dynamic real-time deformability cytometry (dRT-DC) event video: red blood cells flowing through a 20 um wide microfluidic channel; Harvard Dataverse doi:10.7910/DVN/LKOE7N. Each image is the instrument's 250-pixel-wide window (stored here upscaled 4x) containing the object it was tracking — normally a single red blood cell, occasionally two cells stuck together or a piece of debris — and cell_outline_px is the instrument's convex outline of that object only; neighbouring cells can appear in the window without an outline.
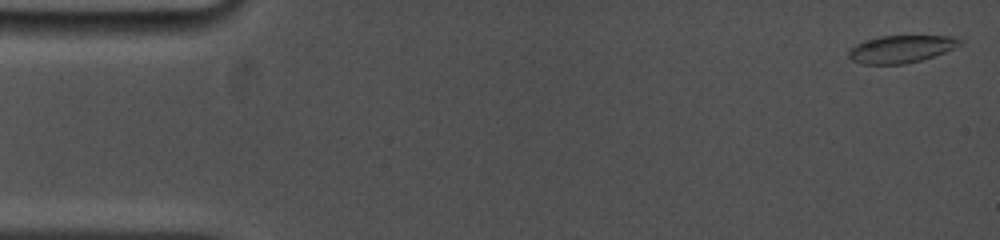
{"species": "common noctule bat (a hibernating species)", "species_latin": "Nyctalus noctula", "temperature_condition": "cold", "stored_images_in_passage": 19, "camera_frame_rate_fps": 5000, "um_per_image_px": 0.085, "animal": {"sex": "female", "body_mass_g": 19.0, "forearm_length_mm": 53.3}, "frame": {"image": 1, "passage_image": 1, "time_ms": 0.0, "image_size_px": [1000, 240], "cell_outline_px": [[964, 40], [960, 44], [944, 52], [920, 60], [904, 64], [864, 64], [852, 60], [848, 56], [848, 52], [856, 44], [864, 40], [880, 36], [952, 36]], "centroid_in_image_um": [76.57, 4.16], "position_along_channel_um": 8.4, "area_um2": 17.57}}
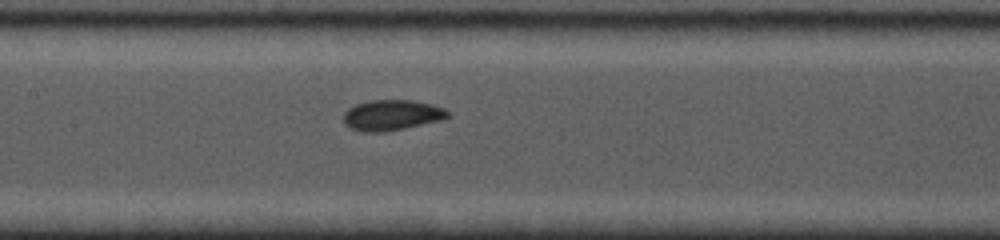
{"frame": {"image": 2, "passage_image": 13, "time_ms": 7.6, "image_size_px": [1000, 240], "cell_outline_px": [[452, 116], [440, 120], [404, 128], [384, 132], [364, 132], [348, 128], [344, 124], [344, 112], [348, 108], [356, 104], [368, 100], [412, 100], [432, 104], [444, 108]], "centroid_in_image_um": [33.28, 9.78], "position_along_channel_um": 174.1, "area_um2": 18.67}}
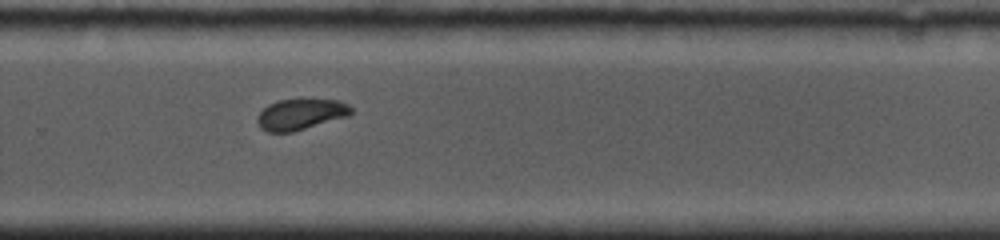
{"frame": {"image": 3, "passage_image": 19, "time_ms": 11.0, "image_size_px": [1000, 240], "cell_outline_px": [[352, 112], [348, 116], [292, 132], [268, 132], [260, 128], [256, 120], [256, 116], [268, 104], [276, 100], [340, 100], [348, 104], [352, 108]], "centroid_in_image_um": [25.53, 9.72], "position_along_channel_um": 304.3, "area_um2": 16.82}}